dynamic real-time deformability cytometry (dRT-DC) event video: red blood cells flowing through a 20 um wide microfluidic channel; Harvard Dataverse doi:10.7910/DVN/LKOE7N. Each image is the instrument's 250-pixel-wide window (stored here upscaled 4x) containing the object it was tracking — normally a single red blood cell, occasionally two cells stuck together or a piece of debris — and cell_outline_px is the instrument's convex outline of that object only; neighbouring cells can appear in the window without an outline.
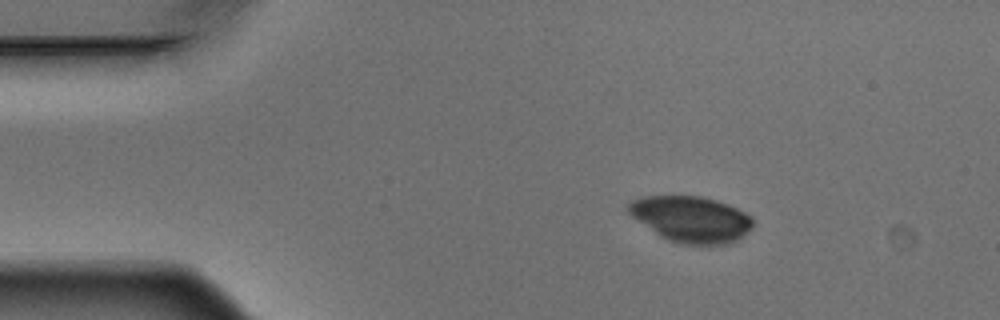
{"species": "Egyptian fruit bat (a non-hibernating species)", "species_latin": "Rousettus aegyptiacus", "temperature_condition": "warm", "stored_images_in_passage": 3, "segment_of_instrument_passage": [1, 2], "camera_frame_rate_fps": 3000, "um_per_image_px": 0.085, "animal": {"sex": "male"}, "frame": {"image": 1, "passage_image": 1, "time_ms": 0.0, "image_size_px": [1000, 320], "cell_outline_px": [[752, 228], [736, 240], [728, 244], [680, 244], [668, 240], [660, 236], [632, 216], [628, 212], [628, 204], [632, 200], [644, 196], [700, 196], [716, 200], [728, 204], [752, 216]], "centroid_in_image_um": [58.75, 18.62], "position_along_channel_um": 26.3, "area_um2": 33.18}}